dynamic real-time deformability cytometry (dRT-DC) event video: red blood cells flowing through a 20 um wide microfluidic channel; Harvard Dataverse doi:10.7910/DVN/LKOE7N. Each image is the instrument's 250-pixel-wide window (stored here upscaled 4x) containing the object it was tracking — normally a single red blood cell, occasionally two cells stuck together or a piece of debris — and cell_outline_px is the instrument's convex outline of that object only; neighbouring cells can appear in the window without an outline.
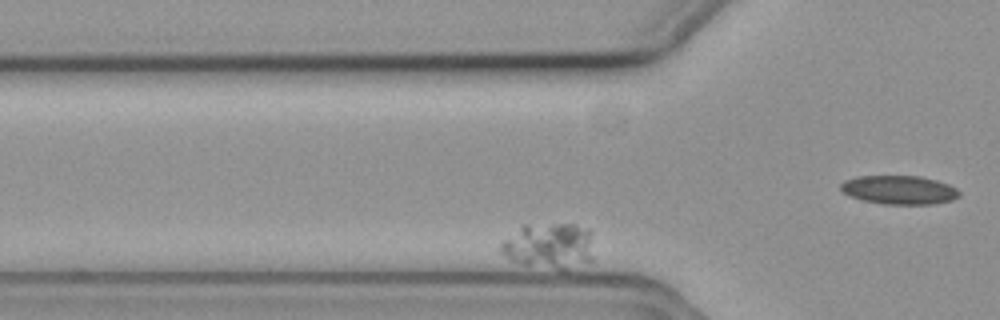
{"species": "common noctule bat (a hibernating species)", "species_latin": "Nyctalus noctula", "temperature_condition": "cold", "stored_images_in_passage": 41, "camera_frame_rate_fps": 3000, "um_per_image_px": 0.085, "animal": {"sex": "female", "body_mass_g": 19.3, "forearm_length_mm": 54.1}, "frame": {"image": 1, "passage_image": 6, "time_ms": 1.667, "image_size_px": [1000, 320], "cell_outline_px": [[592, 260], [564, 268], [556, 268], [524, 264], [512, 260], [500, 252], [500, 244], [504, 240], [524, 224], [576, 224], [588, 228], [592, 232]], "centroid_in_image_um": [46.7, 20.85], "position_along_channel_um": 79.1, "area_um2": 24.39}}
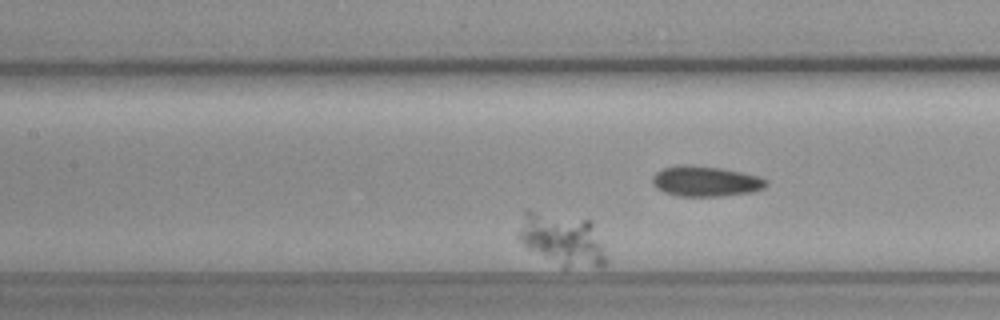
{"frame": {"image": 2, "passage_image": 15, "time_ms": 4.667, "image_size_px": [1000, 320], "cell_outline_px": [[608, 264], [604, 268], [564, 268], [528, 248], [516, 236], [524, 212], [528, 208], [592, 220], [608, 260]], "centroid_in_image_um": [47.82, 20.34], "position_along_channel_um": 159.6, "area_um2": 27.51}}
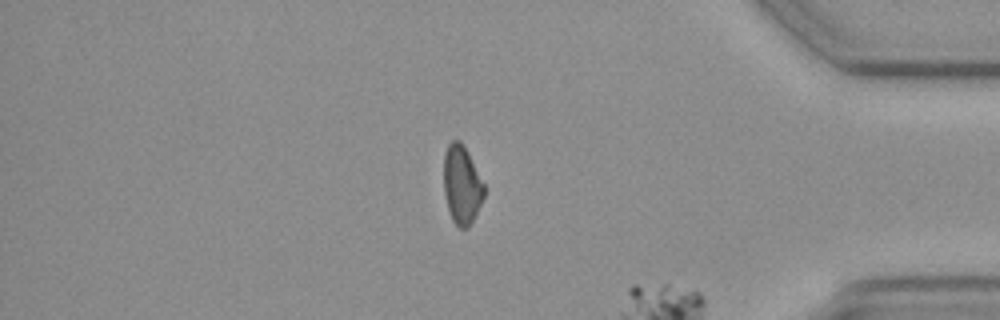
{"frame": {"image": 3, "passage_image": 38, "time_ms": 12.333, "image_size_px": [1000, 320], "cell_outline_px": [[484, 196], [468, 228], [460, 228], [452, 220], [448, 208], [444, 192], [444, 152], [448, 144], [452, 140], [460, 140], [484, 184]], "centroid_in_image_um": [39.23, 15.7], "position_along_channel_um": 396.0, "area_um2": 18.03}}